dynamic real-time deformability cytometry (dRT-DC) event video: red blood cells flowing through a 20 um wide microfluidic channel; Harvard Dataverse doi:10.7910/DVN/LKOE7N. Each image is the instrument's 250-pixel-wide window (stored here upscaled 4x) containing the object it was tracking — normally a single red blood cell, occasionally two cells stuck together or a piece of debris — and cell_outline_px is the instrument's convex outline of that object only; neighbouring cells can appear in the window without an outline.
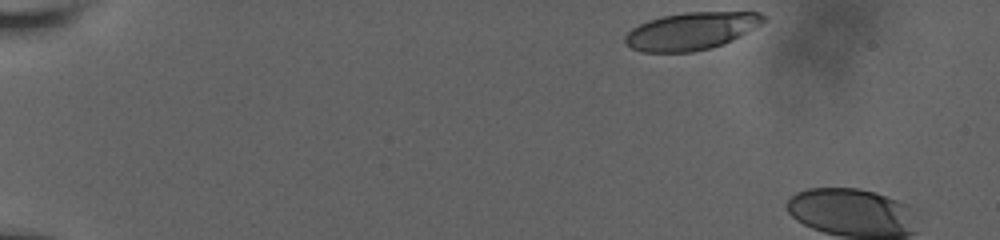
{"species": "human", "species_latin": "Homo sapiens", "temperature_condition": "room temperature", "stored_images_in_passage": 6, "camera_frame_rate_fps": 3000, "um_per_image_px": 0.085, "donor": {"sex": "male"}, "frame": {"image": 1, "passage_image": 1, "time_ms": 0.0, "image_size_px": [1000, 240], "cell_outline_px": [[768, 20], [740, 36], [724, 44], [712, 48], [692, 52], [640, 52], [624, 44], [624, 36], [632, 28], [648, 20], [664, 16], [684, 12], [760, 12], [768, 16]], "centroid_in_image_um": [58.77, 2.64], "position_along_channel_um": 26.2, "area_um2": 30.46}}